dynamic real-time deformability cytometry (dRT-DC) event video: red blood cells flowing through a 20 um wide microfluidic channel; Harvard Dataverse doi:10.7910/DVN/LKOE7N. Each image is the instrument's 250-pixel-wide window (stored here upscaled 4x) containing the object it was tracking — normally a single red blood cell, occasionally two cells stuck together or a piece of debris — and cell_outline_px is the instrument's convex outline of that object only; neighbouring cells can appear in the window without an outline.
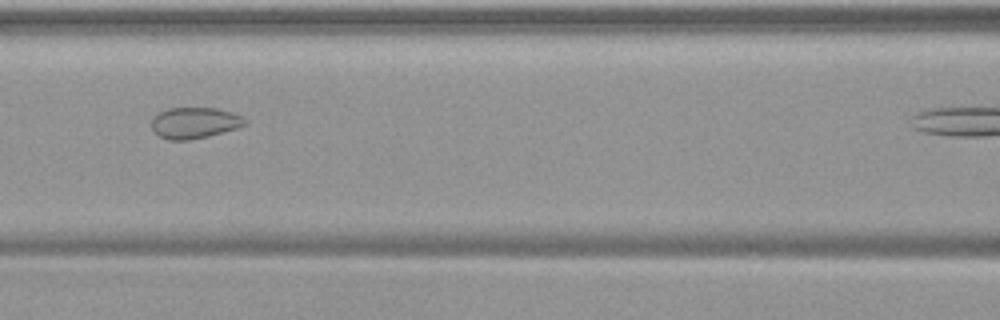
{"species": "common noctule bat (a hibernating species)", "species_latin": "Nyctalus noctula", "temperature_condition": "warm", "stored_images_in_passage": 37, "camera_frame_rate_fps": 3000, "um_per_image_px": 0.085, "animal": {"sex": "female", "body_mass_g": 19.9}, "frame": {"image": 1, "passage_image": 17, "time_ms": 5.333, "image_size_px": [1000, 320], "cell_outline_px": [[248, 124], [236, 128], [208, 136], [188, 140], [168, 140], [152, 132], [152, 116], [168, 108], [216, 108], [232, 112], [248, 120]], "centroid_in_image_um": [16.52, 10.44], "position_along_channel_um": 150.1, "area_um2": 16.99}}
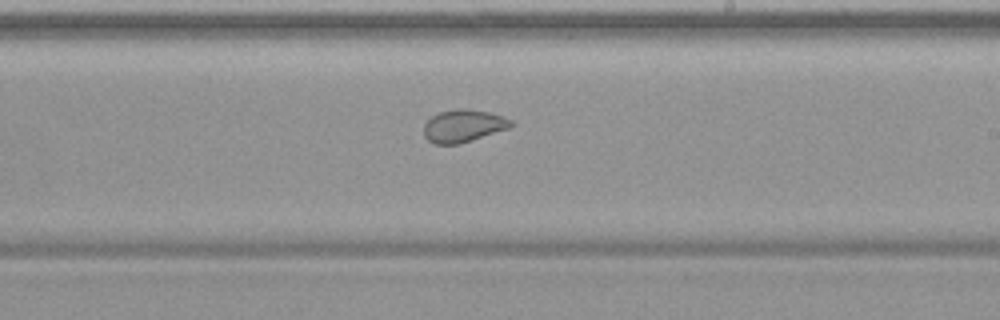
{"frame": {"image": 2, "passage_image": 25, "time_ms": 8.0, "image_size_px": [1000, 320], "cell_outline_px": [[512, 124], [508, 128], [456, 144], [436, 144], [428, 140], [424, 136], [424, 124], [432, 116], [440, 112], [460, 108], [468, 108], [488, 112], [504, 116], [512, 120]], "centroid_in_image_um": [39.36, 10.68], "position_along_channel_um": 249.6, "area_um2": 16.18}}
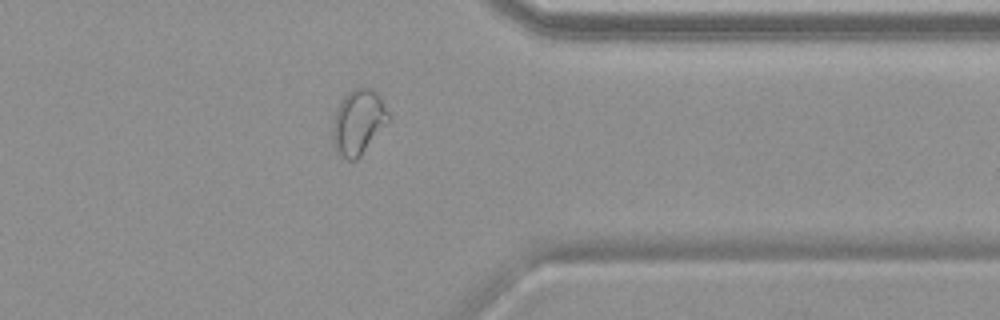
{"frame": {"image": 3, "passage_image": 36, "time_ms": 11.667, "image_size_px": [1000, 320], "cell_outline_px": [[392, 120], [360, 156], [356, 160], [348, 160], [340, 156], [336, 152], [332, 144], [332, 124], [336, 108], [340, 100], [352, 88], [372, 88], [380, 96], [392, 116]], "centroid_in_image_um": [30.47, 10.38], "position_along_channel_um": 380.9, "area_um2": 21.85}}